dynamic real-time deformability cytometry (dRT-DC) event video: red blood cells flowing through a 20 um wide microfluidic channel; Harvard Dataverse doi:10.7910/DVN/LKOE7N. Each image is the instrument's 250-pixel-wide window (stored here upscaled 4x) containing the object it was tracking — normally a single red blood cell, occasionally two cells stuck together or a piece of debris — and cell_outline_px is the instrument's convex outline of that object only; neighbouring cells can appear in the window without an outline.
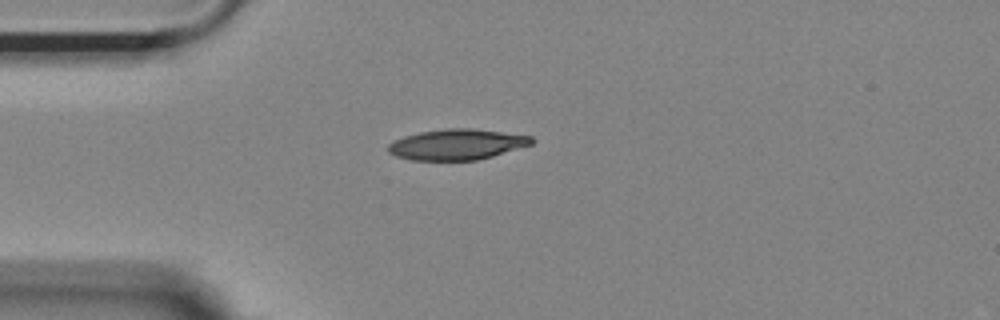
{"species": "Egyptian fruit bat (a non-hibernating species)", "species_latin": "Rousettus aegyptiacus", "temperature_condition": "room temperature", "stored_images_in_passage": 41, "camera_frame_rate_fps": 3000, "um_per_image_px": 0.085, "animal": {"sex": "female"}, "frame": {"image": 1, "passage_image": 1, "time_ms": 0.0, "image_size_px": [1000, 320], "cell_outline_px": [[536, 140], [532, 144], [492, 156], [476, 160], [412, 160], [396, 156], [388, 152], [388, 144], [404, 136], [420, 132], [448, 128], [472, 128], [532, 136]], "centroid_in_image_um": [38.85, 12.27], "position_along_channel_um": 46.2, "area_um2": 25.49}}
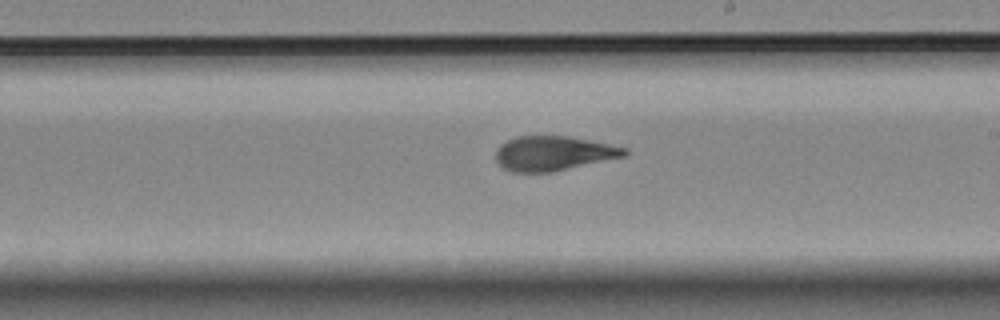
{"frame": {"image": 2, "passage_image": 18, "time_ms": 5.667, "image_size_px": [1000, 320], "cell_outline_px": [[628, 152], [624, 156], [552, 172], [512, 172], [504, 168], [496, 160], [496, 152], [500, 144], [516, 136], [568, 136], [628, 148]], "centroid_in_image_um": [47.02, 13.03], "position_along_channel_um": 242.0, "area_um2": 25.66}}
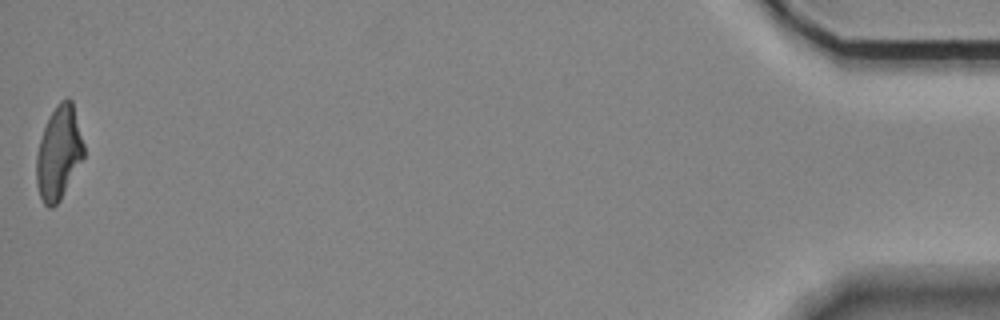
{"frame": {"image": 3, "passage_image": 41, "time_ms": 13.333, "image_size_px": [1000, 320], "cell_outline_px": [[84, 156], [60, 200], [52, 208], [48, 208], [44, 204], [40, 196], [36, 184], [36, 156], [40, 140], [44, 128], [56, 104], [60, 100], [68, 96], [72, 100], [84, 144]], "centroid_in_image_um": [4.99, 12.99], "position_along_channel_um": 430.2, "area_um2": 25.66}, "authors_computed_cell_mechanics": {"area_um2": 26.299, "velocity_mm_per_s": 3.6891, "shape_relaxation_time_tau1_ms": 7.9149, "shape_relaxation_time_tau2_ms": 2.1046, "deformation_change_tau1": 0.2007, "deformation_change_tau2": 0.0844}}